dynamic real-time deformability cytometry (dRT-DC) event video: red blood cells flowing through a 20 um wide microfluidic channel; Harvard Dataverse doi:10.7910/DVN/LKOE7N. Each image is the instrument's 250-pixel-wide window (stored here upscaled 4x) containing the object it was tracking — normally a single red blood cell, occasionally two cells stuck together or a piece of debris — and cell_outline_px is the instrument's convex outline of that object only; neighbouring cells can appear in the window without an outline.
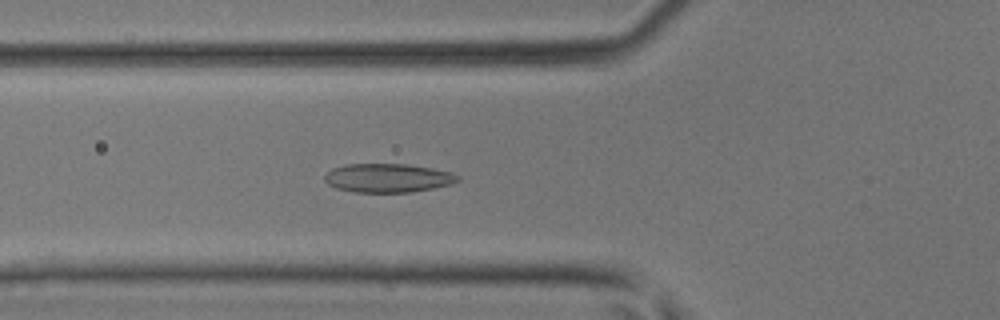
{"species": "common noctule bat (a hibernating species)", "species_latin": "Nyctalus noctula", "temperature_condition": "room temperature", "stored_images_in_passage": 48, "camera_frame_rate_fps": 3000, "um_per_image_px": 0.085, "animal": {"sex": "male", "body_mass_g": 17.9, "forearm_length_mm": 54.2}, "frame": {"image": 1, "passage_image": 18, "time_ms": 5.667, "image_size_px": [1000, 320], "cell_outline_px": [[460, 180], [448, 184], [432, 188], [412, 192], [356, 192], [336, 188], [328, 184], [324, 180], [324, 176], [332, 168], [348, 164], [404, 164], [432, 168], [452, 172], [460, 176]], "centroid_in_image_um": [32.96, 15.12], "position_along_channel_um": 92.8, "area_um2": 22.2}}
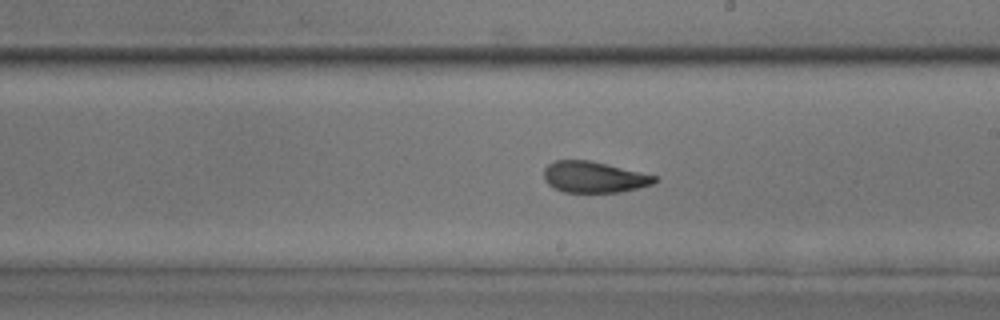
{"frame": {"image": 2, "passage_image": 28, "time_ms": 9.0, "image_size_px": [1000, 320], "cell_outline_px": [[660, 180], [652, 184], [620, 192], [564, 192], [548, 184], [544, 180], [544, 168], [548, 164], [556, 160], [588, 160], [660, 176]], "centroid_in_image_um": [50.52, 15.05], "position_along_channel_um": 238.5, "area_um2": 20.11}}
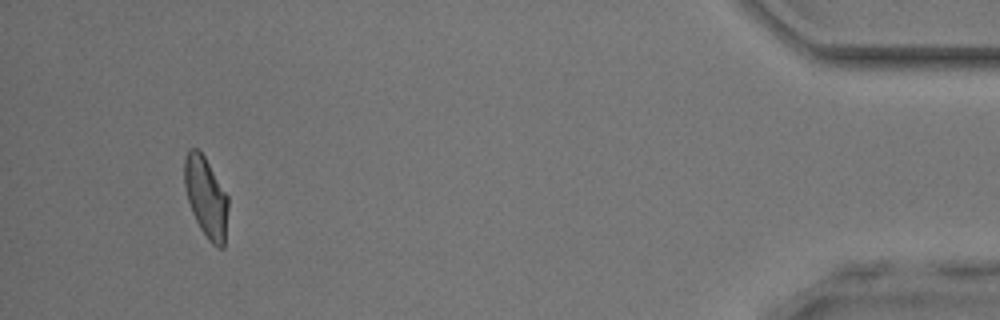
{"frame": {"image": 3, "passage_image": 45, "time_ms": 14.667, "image_size_px": [1000, 320], "cell_outline_px": [[228, 208], [224, 248], [216, 248], [208, 240], [200, 228], [192, 212], [188, 200], [184, 184], [184, 156], [188, 148], [196, 148], [204, 156], [228, 196]], "centroid_in_image_um": [17.51, 16.77], "position_along_channel_um": 417.7, "area_um2": 20.52}}